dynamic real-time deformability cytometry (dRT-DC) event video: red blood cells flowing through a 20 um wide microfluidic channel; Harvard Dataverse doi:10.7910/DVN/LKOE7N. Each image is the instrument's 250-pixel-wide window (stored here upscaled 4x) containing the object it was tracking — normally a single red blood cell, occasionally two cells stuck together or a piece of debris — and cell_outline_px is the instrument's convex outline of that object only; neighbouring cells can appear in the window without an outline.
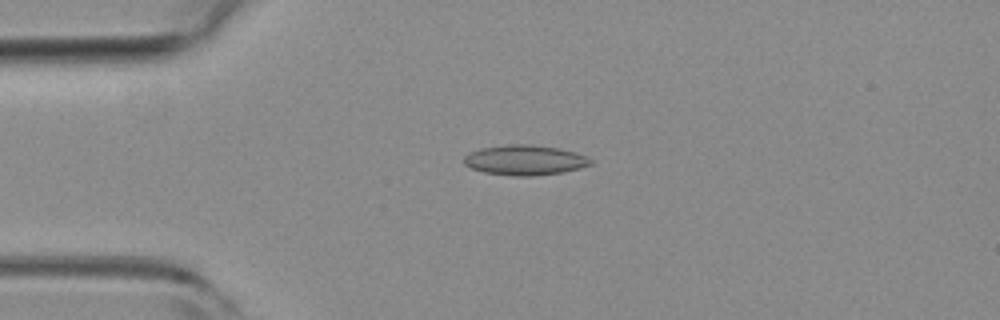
{"species": "common noctule bat (a hibernating species)", "species_latin": "Nyctalus noctula", "temperature_condition": "room temperature", "stored_images_in_passage": 1, "camera_frame_rate_fps": 3000, "um_per_image_px": 0.085, "animal": {"sex": "female", "body_mass_g": 19.3, "forearm_length_mm": 54.1}, "frame": {"image": 1, "passage_image": 1, "time_ms": 0.0, "image_size_px": [1000, 320], "cell_outline_px": [[592, 164], [580, 168], [560, 172], [532, 176], [512, 176], [484, 172], [472, 168], [464, 164], [464, 156], [480, 148], [508, 144], [532, 144], [560, 148], [576, 152], [592, 160]], "centroid_in_image_um": [44.61, 13.6], "position_along_channel_um": 40.4, "area_um2": 22.14}}